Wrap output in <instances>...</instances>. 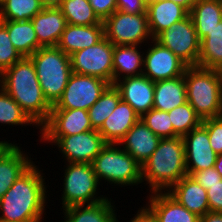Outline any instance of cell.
Listing matches in <instances>:
<instances>
[{
	"instance_id": "35",
	"label": "cell",
	"mask_w": 222,
	"mask_h": 222,
	"mask_svg": "<svg viewBox=\"0 0 222 222\" xmlns=\"http://www.w3.org/2000/svg\"><path fill=\"white\" fill-rule=\"evenodd\" d=\"M0 122L9 125L35 124L2 87L0 88Z\"/></svg>"
},
{
	"instance_id": "44",
	"label": "cell",
	"mask_w": 222,
	"mask_h": 222,
	"mask_svg": "<svg viewBox=\"0 0 222 222\" xmlns=\"http://www.w3.org/2000/svg\"><path fill=\"white\" fill-rule=\"evenodd\" d=\"M199 222H222V213L209 211L200 217Z\"/></svg>"
},
{
	"instance_id": "29",
	"label": "cell",
	"mask_w": 222,
	"mask_h": 222,
	"mask_svg": "<svg viewBox=\"0 0 222 222\" xmlns=\"http://www.w3.org/2000/svg\"><path fill=\"white\" fill-rule=\"evenodd\" d=\"M73 205L64 208L67 220L64 222H114L116 215L114 207L108 198L94 204ZM82 209V210H81Z\"/></svg>"
},
{
	"instance_id": "49",
	"label": "cell",
	"mask_w": 222,
	"mask_h": 222,
	"mask_svg": "<svg viewBox=\"0 0 222 222\" xmlns=\"http://www.w3.org/2000/svg\"><path fill=\"white\" fill-rule=\"evenodd\" d=\"M142 1H143V3H144L146 6H148V5H150V4L154 3V2H157L158 0H142Z\"/></svg>"
},
{
	"instance_id": "6",
	"label": "cell",
	"mask_w": 222,
	"mask_h": 222,
	"mask_svg": "<svg viewBox=\"0 0 222 222\" xmlns=\"http://www.w3.org/2000/svg\"><path fill=\"white\" fill-rule=\"evenodd\" d=\"M117 144L107 143L94 158L92 166L98 181L105 179L119 185H136L142 182V166Z\"/></svg>"
},
{
	"instance_id": "7",
	"label": "cell",
	"mask_w": 222,
	"mask_h": 222,
	"mask_svg": "<svg viewBox=\"0 0 222 222\" xmlns=\"http://www.w3.org/2000/svg\"><path fill=\"white\" fill-rule=\"evenodd\" d=\"M62 207L73 205L94 204L104 201L106 197H95L98 179L92 164L69 163L65 170Z\"/></svg>"
},
{
	"instance_id": "23",
	"label": "cell",
	"mask_w": 222,
	"mask_h": 222,
	"mask_svg": "<svg viewBox=\"0 0 222 222\" xmlns=\"http://www.w3.org/2000/svg\"><path fill=\"white\" fill-rule=\"evenodd\" d=\"M139 119L134 109L121 100L98 132L106 143L118 144Z\"/></svg>"
},
{
	"instance_id": "34",
	"label": "cell",
	"mask_w": 222,
	"mask_h": 222,
	"mask_svg": "<svg viewBox=\"0 0 222 222\" xmlns=\"http://www.w3.org/2000/svg\"><path fill=\"white\" fill-rule=\"evenodd\" d=\"M173 125L174 132L183 137L192 129L202 124L201 118L196 114L195 110L187 102L168 112Z\"/></svg>"
},
{
	"instance_id": "45",
	"label": "cell",
	"mask_w": 222,
	"mask_h": 222,
	"mask_svg": "<svg viewBox=\"0 0 222 222\" xmlns=\"http://www.w3.org/2000/svg\"><path fill=\"white\" fill-rule=\"evenodd\" d=\"M64 0H40L43 8H60Z\"/></svg>"
},
{
	"instance_id": "8",
	"label": "cell",
	"mask_w": 222,
	"mask_h": 222,
	"mask_svg": "<svg viewBox=\"0 0 222 222\" xmlns=\"http://www.w3.org/2000/svg\"><path fill=\"white\" fill-rule=\"evenodd\" d=\"M114 44L105 36L91 47L70 55L72 73L94 76L113 84Z\"/></svg>"
},
{
	"instance_id": "48",
	"label": "cell",
	"mask_w": 222,
	"mask_h": 222,
	"mask_svg": "<svg viewBox=\"0 0 222 222\" xmlns=\"http://www.w3.org/2000/svg\"><path fill=\"white\" fill-rule=\"evenodd\" d=\"M7 141H0V153L9 145Z\"/></svg>"
},
{
	"instance_id": "11",
	"label": "cell",
	"mask_w": 222,
	"mask_h": 222,
	"mask_svg": "<svg viewBox=\"0 0 222 222\" xmlns=\"http://www.w3.org/2000/svg\"><path fill=\"white\" fill-rule=\"evenodd\" d=\"M110 84L100 78L72 73L61 98L52 109L88 110Z\"/></svg>"
},
{
	"instance_id": "25",
	"label": "cell",
	"mask_w": 222,
	"mask_h": 222,
	"mask_svg": "<svg viewBox=\"0 0 222 222\" xmlns=\"http://www.w3.org/2000/svg\"><path fill=\"white\" fill-rule=\"evenodd\" d=\"M185 103L187 92L184 75L154 82V109L169 112Z\"/></svg>"
},
{
	"instance_id": "41",
	"label": "cell",
	"mask_w": 222,
	"mask_h": 222,
	"mask_svg": "<svg viewBox=\"0 0 222 222\" xmlns=\"http://www.w3.org/2000/svg\"><path fill=\"white\" fill-rule=\"evenodd\" d=\"M211 212L222 213V180L206 190Z\"/></svg>"
},
{
	"instance_id": "46",
	"label": "cell",
	"mask_w": 222,
	"mask_h": 222,
	"mask_svg": "<svg viewBox=\"0 0 222 222\" xmlns=\"http://www.w3.org/2000/svg\"><path fill=\"white\" fill-rule=\"evenodd\" d=\"M174 3L184 7L188 12L193 8V5L197 2V0H171Z\"/></svg>"
},
{
	"instance_id": "14",
	"label": "cell",
	"mask_w": 222,
	"mask_h": 222,
	"mask_svg": "<svg viewBox=\"0 0 222 222\" xmlns=\"http://www.w3.org/2000/svg\"><path fill=\"white\" fill-rule=\"evenodd\" d=\"M40 130L42 136H70L94 129L88 110L51 109L48 120Z\"/></svg>"
},
{
	"instance_id": "1",
	"label": "cell",
	"mask_w": 222,
	"mask_h": 222,
	"mask_svg": "<svg viewBox=\"0 0 222 222\" xmlns=\"http://www.w3.org/2000/svg\"><path fill=\"white\" fill-rule=\"evenodd\" d=\"M0 84L34 123L42 126L48 120L52 106L44 97L30 57H22L4 70Z\"/></svg>"
},
{
	"instance_id": "4",
	"label": "cell",
	"mask_w": 222,
	"mask_h": 222,
	"mask_svg": "<svg viewBox=\"0 0 222 222\" xmlns=\"http://www.w3.org/2000/svg\"><path fill=\"white\" fill-rule=\"evenodd\" d=\"M187 102L201 120L222 116V71L198 66L184 72Z\"/></svg>"
},
{
	"instance_id": "9",
	"label": "cell",
	"mask_w": 222,
	"mask_h": 222,
	"mask_svg": "<svg viewBox=\"0 0 222 222\" xmlns=\"http://www.w3.org/2000/svg\"><path fill=\"white\" fill-rule=\"evenodd\" d=\"M155 40L165 48L170 49L188 67L197 66L201 40L198 38L190 15L173 23L168 29L161 32Z\"/></svg>"
},
{
	"instance_id": "5",
	"label": "cell",
	"mask_w": 222,
	"mask_h": 222,
	"mask_svg": "<svg viewBox=\"0 0 222 222\" xmlns=\"http://www.w3.org/2000/svg\"><path fill=\"white\" fill-rule=\"evenodd\" d=\"M45 99L54 106L72 74L70 56L57 46L41 47L30 56Z\"/></svg>"
},
{
	"instance_id": "31",
	"label": "cell",
	"mask_w": 222,
	"mask_h": 222,
	"mask_svg": "<svg viewBox=\"0 0 222 222\" xmlns=\"http://www.w3.org/2000/svg\"><path fill=\"white\" fill-rule=\"evenodd\" d=\"M121 101L119 90L114 84L109 85L100 98L88 109V115L94 130H99Z\"/></svg>"
},
{
	"instance_id": "33",
	"label": "cell",
	"mask_w": 222,
	"mask_h": 222,
	"mask_svg": "<svg viewBox=\"0 0 222 222\" xmlns=\"http://www.w3.org/2000/svg\"><path fill=\"white\" fill-rule=\"evenodd\" d=\"M42 10L40 0H2L0 20L27 21Z\"/></svg>"
},
{
	"instance_id": "16",
	"label": "cell",
	"mask_w": 222,
	"mask_h": 222,
	"mask_svg": "<svg viewBox=\"0 0 222 222\" xmlns=\"http://www.w3.org/2000/svg\"><path fill=\"white\" fill-rule=\"evenodd\" d=\"M114 86L119 90L121 100L128 103L141 117L153 108L154 82L141 74L116 81Z\"/></svg>"
},
{
	"instance_id": "15",
	"label": "cell",
	"mask_w": 222,
	"mask_h": 222,
	"mask_svg": "<svg viewBox=\"0 0 222 222\" xmlns=\"http://www.w3.org/2000/svg\"><path fill=\"white\" fill-rule=\"evenodd\" d=\"M182 138L185 148L186 171L189 176L196 171L214 167L217 154L211 148L208 132L202 125L192 129Z\"/></svg>"
},
{
	"instance_id": "43",
	"label": "cell",
	"mask_w": 222,
	"mask_h": 222,
	"mask_svg": "<svg viewBox=\"0 0 222 222\" xmlns=\"http://www.w3.org/2000/svg\"><path fill=\"white\" fill-rule=\"evenodd\" d=\"M115 218L114 222H118ZM130 222H157L155 217L152 215V213L145 208H141L140 211H138L137 215H135V218H133Z\"/></svg>"
},
{
	"instance_id": "26",
	"label": "cell",
	"mask_w": 222,
	"mask_h": 222,
	"mask_svg": "<svg viewBox=\"0 0 222 222\" xmlns=\"http://www.w3.org/2000/svg\"><path fill=\"white\" fill-rule=\"evenodd\" d=\"M0 22L7 28L10 41L22 57H30L42 47L38 43L31 20H0Z\"/></svg>"
},
{
	"instance_id": "24",
	"label": "cell",
	"mask_w": 222,
	"mask_h": 222,
	"mask_svg": "<svg viewBox=\"0 0 222 222\" xmlns=\"http://www.w3.org/2000/svg\"><path fill=\"white\" fill-rule=\"evenodd\" d=\"M147 208L157 222H199L200 217L179 204L167 192H154Z\"/></svg>"
},
{
	"instance_id": "32",
	"label": "cell",
	"mask_w": 222,
	"mask_h": 222,
	"mask_svg": "<svg viewBox=\"0 0 222 222\" xmlns=\"http://www.w3.org/2000/svg\"><path fill=\"white\" fill-rule=\"evenodd\" d=\"M60 9L68 24L83 26L103 24L88 0H64Z\"/></svg>"
},
{
	"instance_id": "38",
	"label": "cell",
	"mask_w": 222,
	"mask_h": 222,
	"mask_svg": "<svg viewBox=\"0 0 222 222\" xmlns=\"http://www.w3.org/2000/svg\"><path fill=\"white\" fill-rule=\"evenodd\" d=\"M201 125L208 132L211 148L217 155L222 154V116L204 119Z\"/></svg>"
},
{
	"instance_id": "42",
	"label": "cell",
	"mask_w": 222,
	"mask_h": 222,
	"mask_svg": "<svg viewBox=\"0 0 222 222\" xmlns=\"http://www.w3.org/2000/svg\"><path fill=\"white\" fill-rule=\"evenodd\" d=\"M117 10L127 14L146 13L147 6L142 0H116Z\"/></svg>"
},
{
	"instance_id": "39",
	"label": "cell",
	"mask_w": 222,
	"mask_h": 222,
	"mask_svg": "<svg viewBox=\"0 0 222 222\" xmlns=\"http://www.w3.org/2000/svg\"><path fill=\"white\" fill-rule=\"evenodd\" d=\"M190 176L206 190L208 186L219 183L222 180V176L214 167L196 171Z\"/></svg>"
},
{
	"instance_id": "47",
	"label": "cell",
	"mask_w": 222,
	"mask_h": 222,
	"mask_svg": "<svg viewBox=\"0 0 222 222\" xmlns=\"http://www.w3.org/2000/svg\"><path fill=\"white\" fill-rule=\"evenodd\" d=\"M214 168L222 176V154L217 155Z\"/></svg>"
},
{
	"instance_id": "28",
	"label": "cell",
	"mask_w": 222,
	"mask_h": 222,
	"mask_svg": "<svg viewBox=\"0 0 222 222\" xmlns=\"http://www.w3.org/2000/svg\"><path fill=\"white\" fill-rule=\"evenodd\" d=\"M189 15L201 40L222 21V0H197Z\"/></svg>"
},
{
	"instance_id": "22",
	"label": "cell",
	"mask_w": 222,
	"mask_h": 222,
	"mask_svg": "<svg viewBox=\"0 0 222 222\" xmlns=\"http://www.w3.org/2000/svg\"><path fill=\"white\" fill-rule=\"evenodd\" d=\"M146 13L152 39H155L173 23L181 21L189 15L184 7L171 0H158L148 5Z\"/></svg>"
},
{
	"instance_id": "19",
	"label": "cell",
	"mask_w": 222,
	"mask_h": 222,
	"mask_svg": "<svg viewBox=\"0 0 222 222\" xmlns=\"http://www.w3.org/2000/svg\"><path fill=\"white\" fill-rule=\"evenodd\" d=\"M31 22L42 47L57 46L67 24L60 8H43Z\"/></svg>"
},
{
	"instance_id": "37",
	"label": "cell",
	"mask_w": 222,
	"mask_h": 222,
	"mask_svg": "<svg viewBox=\"0 0 222 222\" xmlns=\"http://www.w3.org/2000/svg\"><path fill=\"white\" fill-rule=\"evenodd\" d=\"M21 58L22 56L10 41L7 28L0 22V74Z\"/></svg>"
},
{
	"instance_id": "18",
	"label": "cell",
	"mask_w": 222,
	"mask_h": 222,
	"mask_svg": "<svg viewBox=\"0 0 222 222\" xmlns=\"http://www.w3.org/2000/svg\"><path fill=\"white\" fill-rule=\"evenodd\" d=\"M169 190L167 193L172 198L197 216L202 217L210 211L206 189L191 176H184Z\"/></svg>"
},
{
	"instance_id": "27",
	"label": "cell",
	"mask_w": 222,
	"mask_h": 222,
	"mask_svg": "<svg viewBox=\"0 0 222 222\" xmlns=\"http://www.w3.org/2000/svg\"><path fill=\"white\" fill-rule=\"evenodd\" d=\"M137 50V45H114L113 49V84L123 78L138 76L143 73L144 57ZM141 66V67H140Z\"/></svg>"
},
{
	"instance_id": "30",
	"label": "cell",
	"mask_w": 222,
	"mask_h": 222,
	"mask_svg": "<svg viewBox=\"0 0 222 222\" xmlns=\"http://www.w3.org/2000/svg\"><path fill=\"white\" fill-rule=\"evenodd\" d=\"M197 66L222 71V21L201 39Z\"/></svg>"
},
{
	"instance_id": "21",
	"label": "cell",
	"mask_w": 222,
	"mask_h": 222,
	"mask_svg": "<svg viewBox=\"0 0 222 222\" xmlns=\"http://www.w3.org/2000/svg\"><path fill=\"white\" fill-rule=\"evenodd\" d=\"M20 149L17 145L10 143L0 153V199L13 183L34 164Z\"/></svg>"
},
{
	"instance_id": "36",
	"label": "cell",
	"mask_w": 222,
	"mask_h": 222,
	"mask_svg": "<svg viewBox=\"0 0 222 222\" xmlns=\"http://www.w3.org/2000/svg\"><path fill=\"white\" fill-rule=\"evenodd\" d=\"M140 119L160 138H173L178 136L174 132L168 112L152 108L143 114Z\"/></svg>"
},
{
	"instance_id": "20",
	"label": "cell",
	"mask_w": 222,
	"mask_h": 222,
	"mask_svg": "<svg viewBox=\"0 0 222 222\" xmlns=\"http://www.w3.org/2000/svg\"><path fill=\"white\" fill-rule=\"evenodd\" d=\"M104 37V25L90 26L66 24L57 47L67 55L91 47Z\"/></svg>"
},
{
	"instance_id": "40",
	"label": "cell",
	"mask_w": 222,
	"mask_h": 222,
	"mask_svg": "<svg viewBox=\"0 0 222 222\" xmlns=\"http://www.w3.org/2000/svg\"><path fill=\"white\" fill-rule=\"evenodd\" d=\"M95 14L103 22L117 11L116 0H88Z\"/></svg>"
},
{
	"instance_id": "17",
	"label": "cell",
	"mask_w": 222,
	"mask_h": 222,
	"mask_svg": "<svg viewBox=\"0 0 222 222\" xmlns=\"http://www.w3.org/2000/svg\"><path fill=\"white\" fill-rule=\"evenodd\" d=\"M160 139L139 119L118 145L124 144V150L142 166L157 149Z\"/></svg>"
},
{
	"instance_id": "13",
	"label": "cell",
	"mask_w": 222,
	"mask_h": 222,
	"mask_svg": "<svg viewBox=\"0 0 222 222\" xmlns=\"http://www.w3.org/2000/svg\"><path fill=\"white\" fill-rule=\"evenodd\" d=\"M152 41L154 45L146 52L143 61L145 72L142 74L153 82L183 76L188 66L170 49L165 48L155 39Z\"/></svg>"
},
{
	"instance_id": "3",
	"label": "cell",
	"mask_w": 222,
	"mask_h": 222,
	"mask_svg": "<svg viewBox=\"0 0 222 222\" xmlns=\"http://www.w3.org/2000/svg\"><path fill=\"white\" fill-rule=\"evenodd\" d=\"M186 175L184 141L180 136L161 138L157 149L142 165V181L149 183L152 193L170 189Z\"/></svg>"
},
{
	"instance_id": "2",
	"label": "cell",
	"mask_w": 222,
	"mask_h": 222,
	"mask_svg": "<svg viewBox=\"0 0 222 222\" xmlns=\"http://www.w3.org/2000/svg\"><path fill=\"white\" fill-rule=\"evenodd\" d=\"M32 165L0 199V221L40 222L46 202L44 179Z\"/></svg>"
},
{
	"instance_id": "10",
	"label": "cell",
	"mask_w": 222,
	"mask_h": 222,
	"mask_svg": "<svg viewBox=\"0 0 222 222\" xmlns=\"http://www.w3.org/2000/svg\"><path fill=\"white\" fill-rule=\"evenodd\" d=\"M104 36L114 45H139L150 37L147 13L115 11L103 21ZM147 38V40H146Z\"/></svg>"
},
{
	"instance_id": "12",
	"label": "cell",
	"mask_w": 222,
	"mask_h": 222,
	"mask_svg": "<svg viewBox=\"0 0 222 222\" xmlns=\"http://www.w3.org/2000/svg\"><path fill=\"white\" fill-rule=\"evenodd\" d=\"M45 141L56 143L68 163L92 164L94 158L107 144L98 130L85 131L70 136H41Z\"/></svg>"
}]
</instances>
